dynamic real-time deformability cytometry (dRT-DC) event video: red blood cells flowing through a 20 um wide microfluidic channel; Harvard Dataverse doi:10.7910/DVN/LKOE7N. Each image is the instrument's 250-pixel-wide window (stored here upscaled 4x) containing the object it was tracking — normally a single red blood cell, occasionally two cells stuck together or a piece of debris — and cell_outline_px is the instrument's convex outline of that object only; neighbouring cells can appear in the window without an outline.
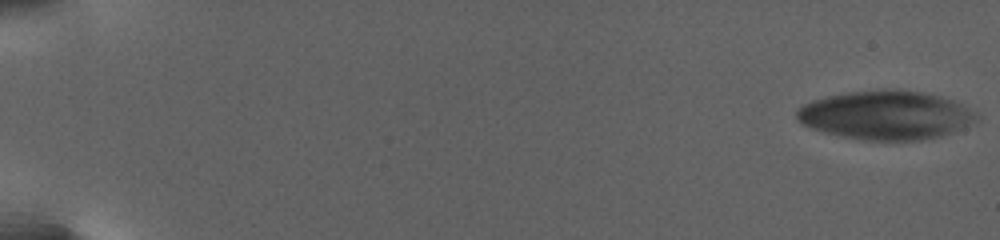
{"species": "human", "species_latin": "Homo sapiens", "temperature_condition": "warm", "stored_images_in_passage": 140, "camera_frame_rate_fps": 3000, "um_per_image_px": 0.085, "donor": {"sex": "female"}, "frame": {"image": 1, "passage_image": 1, "time_ms": 0.0, "image_size_px": [1000, 240], "cell_outline_px": [[976, 120], [940, 136], [920, 140], [868, 140], [844, 136], [824, 132], [812, 128], [804, 124], [796, 116], [796, 112], [804, 104], [812, 100], [828, 96], [848, 92], [920, 92], [952, 100], [976, 112]], "centroid_in_image_um": [75.26, 9.82], "position_along_channel_um": 9.7, "area_um2": 49.13}}
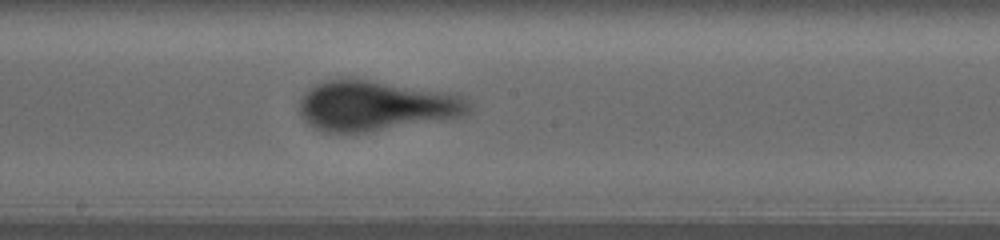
{"frame": {"image": 2, "passage_image": 86, "time_ms": 15.0, "image_size_px": [1000, 240], "cell_outline_px": [[472, 112], [464, 116], [368, 132], [324, 132], [308, 124], [300, 116], [300, 96], [308, 88], [316, 84], [340, 76], [372, 80], [448, 92], [468, 96], [472, 104]], "centroid_in_image_um": [31.97, 8.96], "position_along_channel_um": 216.2, "area_um2": 50.4}}
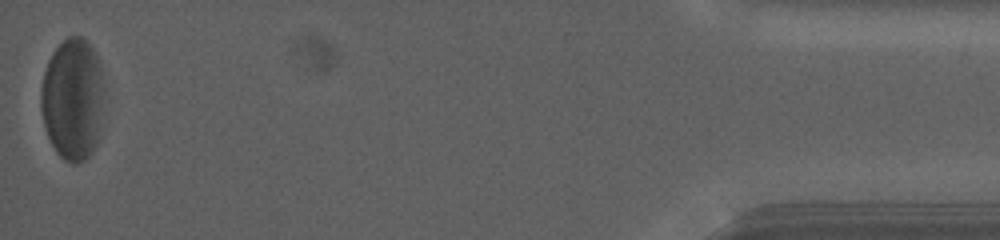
{"frame": {"image": 3, "passage_image": 139, "time_ms": 26.0, "image_size_px": [1000, 240], "cell_outline_px": [[100, 136], [92, 152], [84, 160], [76, 164], [72, 164], [64, 160], [56, 152], [48, 136], [44, 124], [40, 108], [40, 88], [44, 72], [48, 60], [52, 52], [68, 36], [80, 36], [96, 52], [100, 68]], "centroid_in_image_um": [6.12, 8.45], "position_along_channel_um": 429.1, "area_um2": 44.39}}